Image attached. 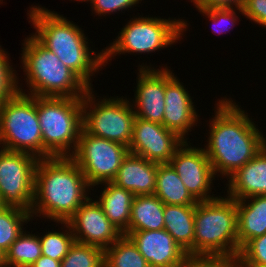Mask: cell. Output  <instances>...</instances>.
Returning <instances> with one entry per match:
<instances>
[{
    "label": "cell",
    "mask_w": 266,
    "mask_h": 267,
    "mask_svg": "<svg viewBox=\"0 0 266 267\" xmlns=\"http://www.w3.org/2000/svg\"><path fill=\"white\" fill-rule=\"evenodd\" d=\"M138 65L134 99H129L136 117L163 125L165 111V68L151 63Z\"/></svg>",
    "instance_id": "cell-13"
},
{
    "label": "cell",
    "mask_w": 266,
    "mask_h": 267,
    "mask_svg": "<svg viewBox=\"0 0 266 267\" xmlns=\"http://www.w3.org/2000/svg\"><path fill=\"white\" fill-rule=\"evenodd\" d=\"M237 236L240 249L266 233V195L236 200Z\"/></svg>",
    "instance_id": "cell-20"
},
{
    "label": "cell",
    "mask_w": 266,
    "mask_h": 267,
    "mask_svg": "<svg viewBox=\"0 0 266 267\" xmlns=\"http://www.w3.org/2000/svg\"><path fill=\"white\" fill-rule=\"evenodd\" d=\"M38 158L30 153L0 149V202L32 211L35 168Z\"/></svg>",
    "instance_id": "cell-11"
},
{
    "label": "cell",
    "mask_w": 266,
    "mask_h": 267,
    "mask_svg": "<svg viewBox=\"0 0 266 267\" xmlns=\"http://www.w3.org/2000/svg\"><path fill=\"white\" fill-rule=\"evenodd\" d=\"M55 224V227H57V225L59 226V224L61 225V227L58 228L60 231L57 229L53 230V227L51 231L48 229V232L46 230V233L44 231L42 235L38 233L41 242V252L44 256L62 261L75 240L71 227L67 222H55Z\"/></svg>",
    "instance_id": "cell-28"
},
{
    "label": "cell",
    "mask_w": 266,
    "mask_h": 267,
    "mask_svg": "<svg viewBox=\"0 0 266 267\" xmlns=\"http://www.w3.org/2000/svg\"><path fill=\"white\" fill-rule=\"evenodd\" d=\"M237 267H266V233L249 240L239 252Z\"/></svg>",
    "instance_id": "cell-32"
},
{
    "label": "cell",
    "mask_w": 266,
    "mask_h": 267,
    "mask_svg": "<svg viewBox=\"0 0 266 267\" xmlns=\"http://www.w3.org/2000/svg\"><path fill=\"white\" fill-rule=\"evenodd\" d=\"M0 267H6L5 266V254H3L1 251H0Z\"/></svg>",
    "instance_id": "cell-38"
},
{
    "label": "cell",
    "mask_w": 266,
    "mask_h": 267,
    "mask_svg": "<svg viewBox=\"0 0 266 267\" xmlns=\"http://www.w3.org/2000/svg\"><path fill=\"white\" fill-rule=\"evenodd\" d=\"M158 163L132 153L124 158L112 183L136 195L154 194Z\"/></svg>",
    "instance_id": "cell-19"
},
{
    "label": "cell",
    "mask_w": 266,
    "mask_h": 267,
    "mask_svg": "<svg viewBox=\"0 0 266 267\" xmlns=\"http://www.w3.org/2000/svg\"><path fill=\"white\" fill-rule=\"evenodd\" d=\"M215 102L203 146L214 174L223 180L253 159L265 147L266 137L235 100L224 96Z\"/></svg>",
    "instance_id": "cell-1"
},
{
    "label": "cell",
    "mask_w": 266,
    "mask_h": 267,
    "mask_svg": "<svg viewBox=\"0 0 266 267\" xmlns=\"http://www.w3.org/2000/svg\"><path fill=\"white\" fill-rule=\"evenodd\" d=\"M180 267H237L228 257L188 256Z\"/></svg>",
    "instance_id": "cell-34"
},
{
    "label": "cell",
    "mask_w": 266,
    "mask_h": 267,
    "mask_svg": "<svg viewBox=\"0 0 266 267\" xmlns=\"http://www.w3.org/2000/svg\"><path fill=\"white\" fill-rule=\"evenodd\" d=\"M20 53V68L23 69L25 86L19 91L32 96L83 98L90 87L59 57L44 47L32 34L25 37ZM27 90V91H26Z\"/></svg>",
    "instance_id": "cell-4"
},
{
    "label": "cell",
    "mask_w": 266,
    "mask_h": 267,
    "mask_svg": "<svg viewBox=\"0 0 266 267\" xmlns=\"http://www.w3.org/2000/svg\"><path fill=\"white\" fill-rule=\"evenodd\" d=\"M129 148L121 143L87 134L83 129L71 156L84 174L88 185L94 187L112 182Z\"/></svg>",
    "instance_id": "cell-10"
},
{
    "label": "cell",
    "mask_w": 266,
    "mask_h": 267,
    "mask_svg": "<svg viewBox=\"0 0 266 267\" xmlns=\"http://www.w3.org/2000/svg\"><path fill=\"white\" fill-rule=\"evenodd\" d=\"M193 8L219 9V8H238L242 9L246 0H190Z\"/></svg>",
    "instance_id": "cell-36"
},
{
    "label": "cell",
    "mask_w": 266,
    "mask_h": 267,
    "mask_svg": "<svg viewBox=\"0 0 266 267\" xmlns=\"http://www.w3.org/2000/svg\"><path fill=\"white\" fill-rule=\"evenodd\" d=\"M193 256L228 257L237 259L236 200L219 196L200 201L195 208Z\"/></svg>",
    "instance_id": "cell-5"
},
{
    "label": "cell",
    "mask_w": 266,
    "mask_h": 267,
    "mask_svg": "<svg viewBox=\"0 0 266 267\" xmlns=\"http://www.w3.org/2000/svg\"><path fill=\"white\" fill-rule=\"evenodd\" d=\"M31 223V213L23 209L1 206L0 207V251L5 254L11 244L23 232L24 225Z\"/></svg>",
    "instance_id": "cell-26"
},
{
    "label": "cell",
    "mask_w": 266,
    "mask_h": 267,
    "mask_svg": "<svg viewBox=\"0 0 266 267\" xmlns=\"http://www.w3.org/2000/svg\"><path fill=\"white\" fill-rule=\"evenodd\" d=\"M105 250L101 247L74 241L61 267H104Z\"/></svg>",
    "instance_id": "cell-29"
},
{
    "label": "cell",
    "mask_w": 266,
    "mask_h": 267,
    "mask_svg": "<svg viewBox=\"0 0 266 267\" xmlns=\"http://www.w3.org/2000/svg\"><path fill=\"white\" fill-rule=\"evenodd\" d=\"M195 208L196 205L164 204V229L188 256H193Z\"/></svg>",
    "instance_id": "cell-22"
},
{
    "label": "cell",
    "mask_w": 266,
    "mask_h": 267,
    "mask_svg": "<svg viewBox=\"0 0 266 267\" xmlns=\"http://www.w3.org/2000/svg\"><path fill=\"white\" fill-rule=\"evenodd\" d=\"M30 267H61V261L42 255Z\"/></svg>",
    "instance_id": "cell-37"
},
{
    "label": "cell",
    "mask_w": 266,
    "mask_h": 267,
    "mask_svg": "<svg viewBox=\"0 0 266 267\" xmlns=\"http://www.w3.org/2000/svg\"><path fill=\"white\" fill-rule=\"evenodd\" d=\"M99 186L103 188L100 195L95 196L96 201L109 221L125 235L129 231L130 211L135 195L112 182L98 184L96 188Z\"/></svg>",
    "instance_id": "cell-21"
},
{
    "label": "cell",
    "mask_w": 266,
    "mask_h": 267,
    "mask_svg": "<svg viewBox=\"0 0 266 267\" xmlns=\"http://www.w3.org/2000/svg\"><path fill=\"white\" fill-rule=\"evenodd\" d=\"M125 235L137 246L150 267H180L188 257L165 229L128 231Z\"/></svg>",
    "instance_id": "cell-17"
},
{
    "label": "cell",
    "mask_w": 266,
    "mask_h": 267,
    "mask_svg": "<svg viewBox=\"0 0 266 267\" xmlns=\"http://www.w3.org/2000/svg\"><path fill=\"white\" fill-rule=\"evenodd\" d=\"M33 230L26 229L11 244L5 253L6 267H30L39 257L42 256L41 242L39 235L32 233Z\"/></svg>",
    "instance_id": "cell-25"
},
{
    "label": "cell",
    "mask_w": 266,
    "mask_h": 267,
    "mask_svg": "<svg viewBox=\"0 0 266 267\" xmlns=\"http://www.w3.org/2000/svg\"><path fill=\"white\" fill-rule=\"evenodd\" d=\"M90 190L71 157L39 159L35 168L32 220L43 217L47 221L66 222L90 197Z\"/></svg>",
    "instance_id": "cell-2"
},
{
    "label": "cell",
    "mask_w": 266,
    "mask_h": 267,
    "mask_svg": "<svg viewBox=\"0 0 266 267\" xmlns=\"http://www.w3.org/2000/svg\"><path fill=\"white\" fill-rule=\"evenodd\" d=\"M185 141L162 124L135 117L129 152L148 161L169 163Z\"/></svg>",
    "instance_id": "cell-14"
},
{
    "label": "cell",
    "mask_w": 266,
    "mask_h": 267,
    "mask_svg": "<svg viewBox=\"0 0 266 267\" xmlns=\"http://www.w3.org/2000/svg\"><path fill=\"white\" fill-rule=\"evenodd\" d=\"M66 222L70 225L76 242L101 247L104 250L123 235L105 216L101 205L91 196Z\"/></svg>",
    "instance_id": "cell-16"
},
{
    "label": "cell",
    "mask_w": 266,
    "mask_h": 267,
    "mask_svg": "<svg viewBox=\"0 0 266 267\" xmlns=\"http://www.w3.org/2000/svg\"><path fill=\"white\" fill-rule=\"evenodd\" d=\"M174 70L165 68V111L163 126L175 132L184 141H189V132L194 131L193 127L200 124L196 102H193L191 94L186 85L180 82ZM199 122V123H198ZM192 129V130H191ZM187 135V136H186ZM188 137V138H187Z\"/></svg>",
    "instance_id": "cell-15"
},
{
    "label": "cell",
    "mask_w": 266,
    "mask_h": 267,
    "mask_svg": "<svg viewBox=\"0 0 266 267\" xmlns=\"http://www.w3.org/2000/svg\"><path fill=\"white\" fill-rule=\"evenodd\" d=\"M133 16L118 32L116 39L104 47V67L111 63L112 58L121 54H150L172 47L183 39L188 32L190 23L183 18H161ZM109 62V63H108Z\"/></svg>",
    "instance_id": "cell-7"
},
{
    "label": "cell",
    "mask_w": 266,
    "mask_h": 267,
    "mask_svg": "<svg viewBox=\"0 0 266 267\" xmlns=\"http://www.w3.org/2000/svg\"><path fill=\"white\" fill-rule=\"evenodd\" d=\"M83 98L36 96L42 159L71 157L83 129Z\"/></svg>",
    "instance_id": "cell-6"
},
{
    "label": "cell",
    "mask_w": 266,
    "mask_h": 267,
    "mask_svg": "<svg viewBox=\"0 0 266 267\" xmlns=\"http://www.w3.org/2000/svg\"><path fill=\"white\" fill-rule=\"evenodd\" d=\"M9 56L6 49L0 45V105L12 98L19 91V74L12 67V60Z\"/></svg>",
    "instance_id": "cell-31"
},
{
    "label": "cell",
    "mask_w": 266,
    "mask_h": 267,
    "mask_svg": "<svg viewBox=\"0 0 266 267\" xmlns=\"http://www.w3.org/2000/svg\"><path fill=\"white\" fill-rule=\"evenodd\" d=\"M93 90L90 88L83 97V130L87 134L129 147L136 117L129 98L111 95L108 98L105 95L100 97Z\"/></svg>",
    "instance_id": "cell-9"
},
{
    "label": "cell",
    "mask_w": 266,
    "mask_h": 267,
    "mask_svg": "<svg viewBox=\"0 0 266 267\" xmlns=\"http://www.w3.org/2000/svg\"><path fill=\"white\" fill-rule=\"evenodd\" d=\"M0 145L42 159V131L36 112V96L18 91L0 105Z\"/></svg>",
    "instance_id": "cell-8"
},
{
    "label": "cell",
    "mask_w": 266,
    "mask_h": 267,
    "mask_svg": "<svg viewBox=\"0 0 266 267\" xmlns=\"http://www.w3.org/2000/svg\"><path fill=\"white\" fill-rule=\"evenodd\" d=\"M226 183V196L234 200L266 195V145L246 165L228 177Z\"/></svg>",
    "instance_id": "cell-18"
},
{
    "label": "cell",
    "mask_w": 266,
    "mask_h": 267,
    "mask_svg": "<svg viewBox=\"0 0 266 267\" xmlns=\"http://www.w3.org/2000/svg\"><path fill=\"white\" fill-rule=\"evenodd\" d=\"M201 15L205 16L206 20L212 22V30L215 34L219 35L228 33L227 31L233 30L234 26L239 22L243 14L242 9L238 8H219V9H201L196 8ZM238 12V13H237ZM240 16H239V15Z\"/></svg>",
    "instance_id": "cell-30"
},
{
    "label": "cell",
    "mask_w": 266,
    "mask_h": 267,
    "mask_svg": "<svg viewBox=\"0 0 266 267\" xmlns=\"http://www.w3.org/2000/svg\"><path fill=\"white\" fill-rule=\"evenodd\" d=\"M129 231L164 229V203L155 195H136L130 211Z\"/></svg>",
    "instance_id": "cell-23"
},
{
    "label": "cell",
    "mask_w": 266,
    "mask_h": 267,
    "mask_svg": "<svg viewBox=\"0 0 266 267\" xmlns=\"http://www.w3.org/2000/svg\"><path fill=\"white\" fill-rule=\"evenodd\" d=\"M154 194L167 205H196L198 203L169 163L158 164Z\"/></svg>",
    "instance_id": "cell-24"
},
{
    "label": "cell",
    "mask_w": 266,
    "mask_h": 267,
    "mask_svg": "<svg viewBox=\"0 0 266 267\" xmlns=\"http://www.w3.org/2000/svg\"><path fill=\"white\" fill-rule=\"evenodd\" d=\"M104 267H150L132 240L122 235L105 249Z\"/></svg>",
    "instance_id": "cell-27"
},
{
    "label": "cell",
    "mask_w": 266,
    "mask_h": 267,
    "mask_svg": "<svg viewBox=\"0 0 266 267\" xmlns=\"http://www.w3.org/2000/svg\"><path fill=\"white\" fill-rule=\"evenodd\" d=\"M242 10L247 20L266 28V0H246Z\"/></svg>",
    "instance_id": "cell-35"
},
{
    "label": "cell",
    "mask_w": 266,
    "mask_h": 267,
    "mask_svg": "<svg viewBox=\"0 0 266 267\" xmlns=\"http://www.w3.org/2000/svg\"><path fill=\"white\" fill-rule=\"evenodd\" d=\"M69 1H72V0H69ZM74 1H75V2H78V3H79V2L82 3L84 0H74Z\"/></svg>",
    "instance_id": "cell-39"
},
{
    "label": "cell",
    "mask_w": 266,
    "mask_h": 267,
    "mask_svg": "<svg viewBox=\"0 0 266 267\" xmlns=\"http://www.w3.org/2000/svg\"><path fill=\"white\" fill-rule=\"evenodd\" d=\"M55 12L38 4L29 6L27 20L35 29L31 34L90 88H94L92 78L104 67V49L96 52L90 46L93 42L80 26Z\"/></svg>",
    "instance_id": "cell-3"
},
{
    "label": "cell",
    "mask_w": 266,
    "mask_h": 267,
    "mask_svg": "<svg viewBox=\"0 0 266 267\" xmlns=\"http://www.w3.org/2000/svg\"><path fill=\"white\" fill-rule=\"evenodd\" d=\"M83 2H90L92 15L106 17L117 14L118 12L120 14V11L125 12L131 10L138 6L137 4H141L142 0H84Z\"/></svg>",
    "instance_id": "cell-33"
},
{
    "label": "cell",
    "mask_w": 266,
    "mask_h": 267,
    "mask_svg": "<svg viewBox=\"0 0 266 267\" xmlns=\"http://www.w3.org/2000/svg\"><path fill=\"white\" fill-rule=\"evenodd\" d=\"M169 164L198 202L209 201L218 197L216 193L213 194L214 192H212L213 182L217 176L214 174L203 147H199V145L197 147L190 141H185L175 151Z\"/></svg>",
    "instance_id": "cell-12"
}]
</instances>
